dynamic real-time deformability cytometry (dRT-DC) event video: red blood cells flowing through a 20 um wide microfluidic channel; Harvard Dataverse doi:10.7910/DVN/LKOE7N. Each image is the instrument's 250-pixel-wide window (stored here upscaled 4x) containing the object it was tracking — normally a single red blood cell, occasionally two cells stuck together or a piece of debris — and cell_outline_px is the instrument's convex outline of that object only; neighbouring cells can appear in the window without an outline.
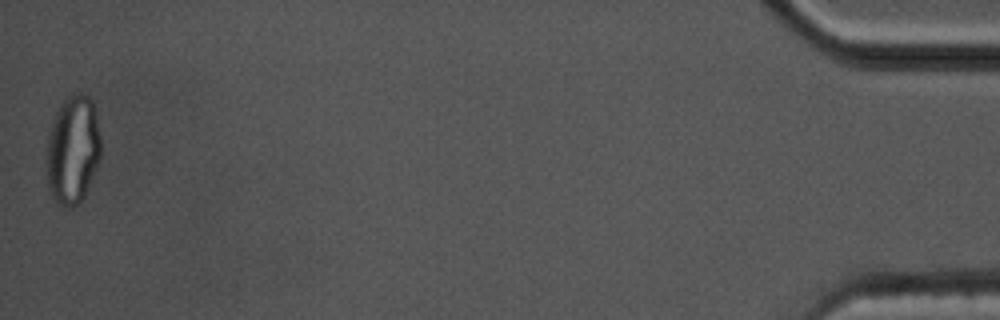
{"species": "common noctule bat (a hibernating species)", "species_latin": "Nyctalus noctula", "temperature_condition": "cold", "stored_images_in_passage": 57, "segment_of_instrument_passage": [2, 2], "camera_frame_rate_fps": 3000, "um_per_image_px": 0.085, "animal": {"sex": "male", "body_mass_g": 17.5, "forearm_length_mm": 52.3}, "frame": {"image": 1, "passage_image": 57, "time_ms": 18.667, "image_size_px": [1000, 320], "cell_outline_px": [[100, 160], [84, 196], [72, 208], [56, 204], [48, 188], [44, 160], [48, 136], [56, 112], [64, 100], [72, 92], [84, 92], [92, 100], [100, 136]], "centroid_in_image_um": [6.15, 12.74], "position_along_channel_um": 429.0, "area_um2": 34.8}}